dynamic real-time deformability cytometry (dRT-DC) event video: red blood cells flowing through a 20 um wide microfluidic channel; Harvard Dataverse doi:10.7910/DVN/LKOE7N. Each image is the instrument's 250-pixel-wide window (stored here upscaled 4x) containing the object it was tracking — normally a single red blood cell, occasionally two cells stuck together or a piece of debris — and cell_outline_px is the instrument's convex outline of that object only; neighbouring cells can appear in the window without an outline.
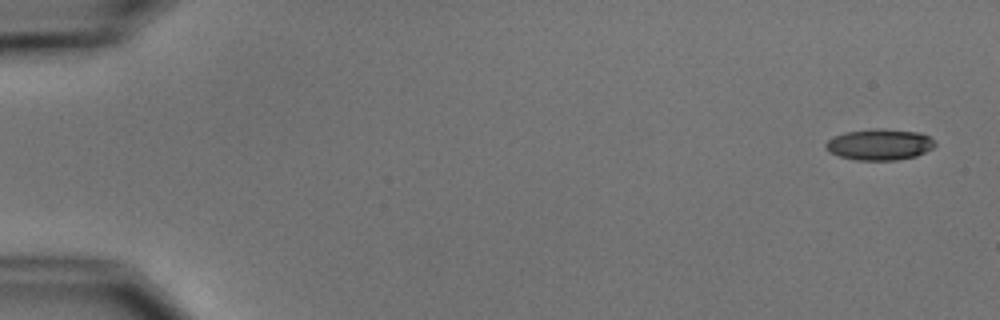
{"species": "common noctule bat (a hibernating species)", "species_latin": "Nyctalus noctula", "temperature_condition": "cold", "stored_images_in_passage": 6, "camera_frame_rate_fps": 3000, "um_per_image_px": 0.085, "animal": {"sex": "male", "body_mass_g": 15.6}, "frame": {"image": 1, "passage_image": 1, "time_ms": 0.0, "image_size_px": [1000, 320], "cell_outline_px": [[936, 144], [932, 148], [916, 156], [896, 160], [856, 160], [840, 156], [828, 152], [824, 148], [824, 144], [828, 140], [844, 132], [872, 128], [880, 128], [920, 132], [928, 136]], "centroid_in_image_um": [74.73, 12.27], "position_along_channel_um": 10.3, "area_um2": 19.88}}